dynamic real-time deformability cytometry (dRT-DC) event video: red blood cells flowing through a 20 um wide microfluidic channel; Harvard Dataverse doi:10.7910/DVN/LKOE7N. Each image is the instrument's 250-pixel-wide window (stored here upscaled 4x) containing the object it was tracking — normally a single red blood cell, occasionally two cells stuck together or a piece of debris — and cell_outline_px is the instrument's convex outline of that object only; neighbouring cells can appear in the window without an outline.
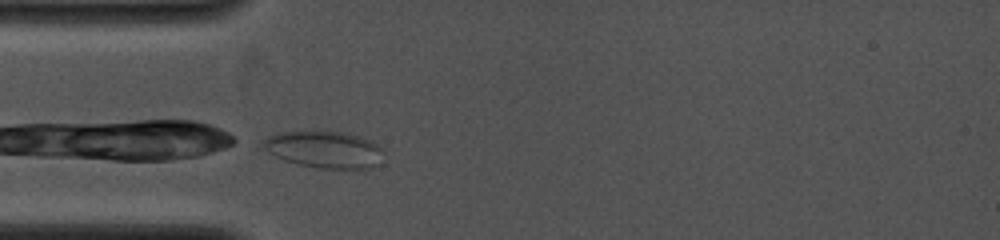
{"species": "common noctule bat (a hibernating species)", "species_latin": "Nyctalus noctula", "temperature_condition": "cold", "stored_images_in_passage": 13, "camera_frame_rate_fps": 4000, "um_per_image_px": 0.085, "animal": {"sex": "female", "body_mass_g": 19.0, "forearm_length_mm": 53.3}, "frame": {"image": 1, "passage_image": 1, "time_ms": 0.0, "image_size_px": [1000, 240], "cell_outline_px": [[384, 152], [380, 164], [372, 168], [320, 168], [300, 164], [284, 160], [260, 148], [260, 144], [268, 136], [276, 132], [344, 132], [360, 136], [372, 140], [384, 148]], "centroid_in_image_um": [27.6, 12.7], "position_along_channel_um": 57.4, "area_um2": 26.07}}
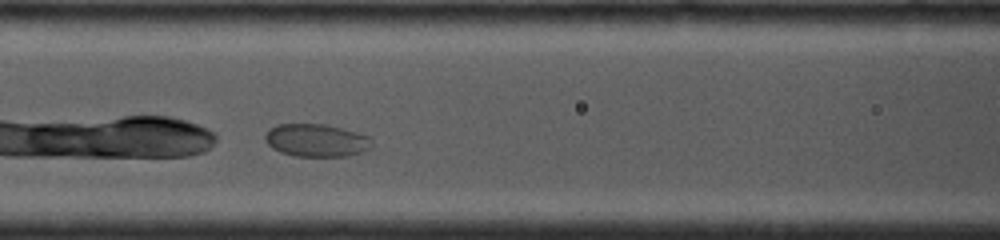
{"frame": {"image": 2, "passage_image": 9, "time_ms": 2.0, "image_size_px": [1000, 240], "cell_outline_px": [[372, 148], [348, 156], [296, 156], [280, 152], [272, 148], [264, 140], [264, 136], [268, 128], [276, 124], [324, 124], [344, 128], [372, 136]], "centroid_in_image_um": [26.9, 11.91], "position_along_channel_um": 139.7, "area_um2": 20.75}}
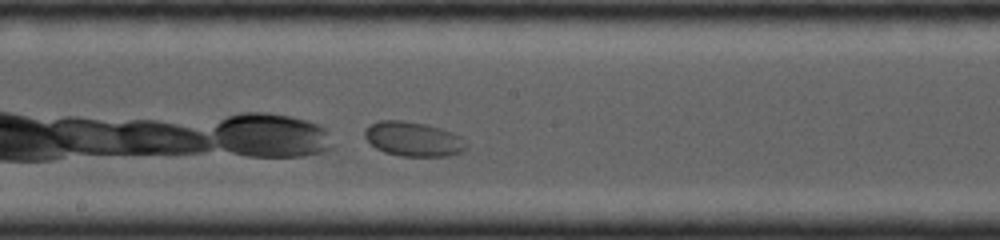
{"frame": {"image": 3, "passage_image": 12, "time_ms": 3.75, "image_size_px": [1000, 240], "cell_outline_px": [[468, 148], [460, 152], [448, 156], [400, 156], [384, 152], [376, 148], [364, 136], [364, 128], [380, 120], [404, 120], [428, 124], [452, 132], [460, 136], [468, 144]], "centroid_in_image_um": [35.14, 11.81], "position_along_channel_um": 213.1, "area_um2": 20.58}}